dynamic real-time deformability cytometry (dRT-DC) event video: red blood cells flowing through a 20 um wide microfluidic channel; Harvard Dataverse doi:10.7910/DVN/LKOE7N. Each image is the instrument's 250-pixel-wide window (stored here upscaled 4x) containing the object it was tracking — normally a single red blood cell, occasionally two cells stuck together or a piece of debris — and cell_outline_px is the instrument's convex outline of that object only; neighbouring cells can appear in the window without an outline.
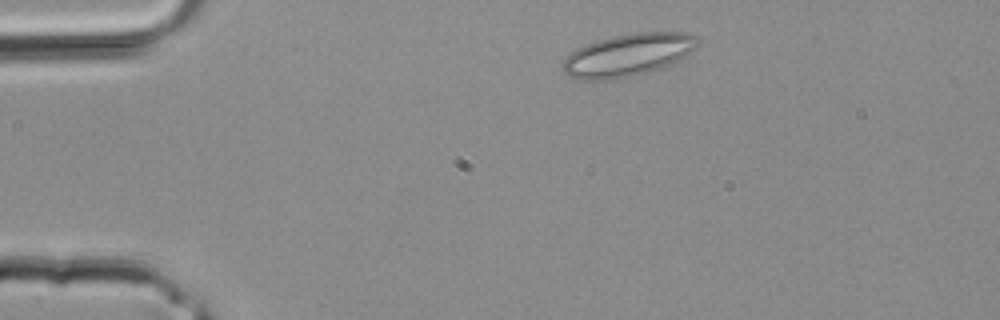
{"species": "common noctule bat (a hibernating species)", "species_latin": "Nyctalus noctula", "temperature_condition": "room temperature", "stored_images_in_passage": 2, "camera_frame_rate_fps": 3000, "um_per_image_px": 0.085, "animal": {"sex": "male", "body_mass_g": 20.4}, "frame": {"image": 1, "passage_image": 1, "time_ms": 0.0, "image_size_px": [1000, 320], "cell_outline_px": [[700, 44], [684, 56], [672, 64], [664, 68], [632, 76], [612, 80], [576, 80], [568, 76], [564, 72], [564, 60], [576, 48], [584, 44], [596, 40], [632, 32], [688, 32], [696, 36], [700, 40]], "centroid_in_image_um": [53.4, 4.67], "position_along_channel_um": 31.6, "area_um2": 33.81}}